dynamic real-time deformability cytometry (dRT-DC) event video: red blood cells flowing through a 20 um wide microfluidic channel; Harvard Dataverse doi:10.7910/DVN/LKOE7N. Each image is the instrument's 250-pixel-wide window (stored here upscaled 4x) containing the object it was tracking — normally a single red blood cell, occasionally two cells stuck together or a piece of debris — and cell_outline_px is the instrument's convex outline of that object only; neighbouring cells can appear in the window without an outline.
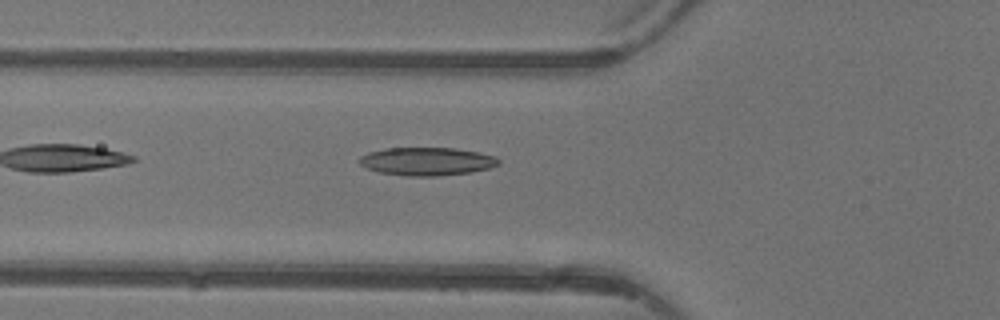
{"species": "common noctule bat (a hibernating species)", "species_latin": "Nyctalus noctula", "temperature_condition": "warm", "stored_images_in_passage": 6, "camera_frame_rate_fps": 3000, "um_per_image_px": 0.085, "animal": {"sex": "female"}, "frame": {"image": 1, "passage_image": 6, "time_ms": 5.667, "image_size_px": [1000, 320], "cell_outline_px": [[500, 164], [488, 168], [472, 172], [436, 176], [408, 176], [380, 172], [364, 168], [356, 160], [360, 156], [368, 152], [384, 148], [456, 148], [496, 156], [500, 160]], "centroid_in_image_um": [36.24, 13.71], "position_along_channel_um": 89.6, "area_um2": 22.95}}